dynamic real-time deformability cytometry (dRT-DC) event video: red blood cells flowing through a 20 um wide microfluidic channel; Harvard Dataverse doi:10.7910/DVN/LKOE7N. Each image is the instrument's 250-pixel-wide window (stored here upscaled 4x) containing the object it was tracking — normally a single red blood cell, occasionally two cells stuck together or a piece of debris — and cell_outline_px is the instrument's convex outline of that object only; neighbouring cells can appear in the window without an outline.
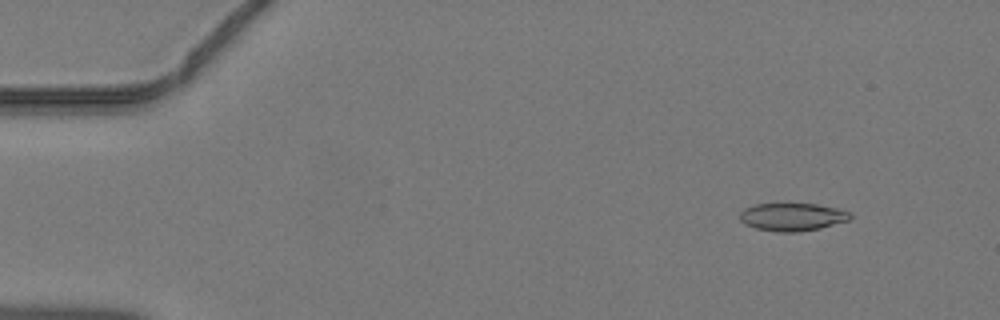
{"species": "common noctule bat (a hibernating species)", "species_latin": "Nyctalus noctula", "temperature_condition": "warm", "stored_images_in_passage": 46, "camera_frame_rate_fps": 3000, "um_per_image_px": 0.085, "animal": {"sex": "male", "body_mass_g": 19.2, "forearm_length_mm": 51.8}, "frame": {"image": 1, "passage_image": 5, "time_ms": 1.333, "image_size_px": [1000, 320], "cell_outline_px": [[852, 216], [848, 220], [820, 228], [800, 232], [776, 232], [756, 228], [744, 224], [740, 220], [740, 212], [744, 208], [756, 204], [816, 204], [836, 208], [852, 212]], "centroid_in_image_um": [67.34, 18.44], "position_along_channel_um": 17.7, "area_um2": 17.92}}
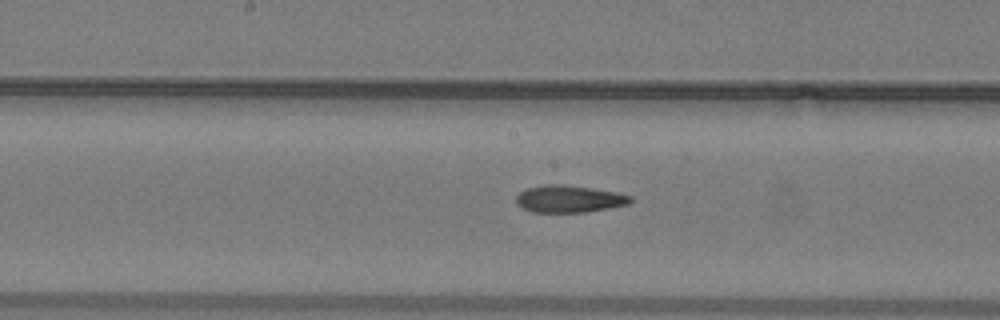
{"frame": {"image": 2, "passage_image": 24, "time_ms": 7.667, "image_size_px": [1000, 320], "cell_outline_px": [[632, 200], [628, 204], [608, 208], [584, 212], [532, 212], [520, 208], [516, 204], [516, 196], [524, 188], [544, 184], [564, 184], [592, 188], [616, 192], [632, 196]], "centroid_in_image_um": [48.31, 16.9], "position_along_channel_um": 199.9, "area_um2": 18.26}}
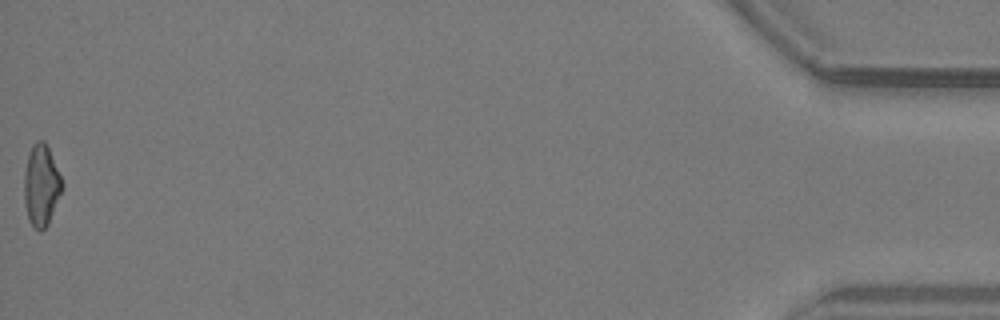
{"frame": {"image": 3, "passage_image": 46, "time_ms": 15.0, "image_size_px": [1000, 320], "cell_outline_px": [[64, 188], [48, 224], [40, 232], [28, 220], [24, 204], [24, 172], [28, 156], [32, 144], [36, 140], [44, 140], [48, 148], [64, 184]], "centroid_in_image_um": [3.51, 15.76], "position_along_channel_um": 431.7, "area_um2": 18.09}}